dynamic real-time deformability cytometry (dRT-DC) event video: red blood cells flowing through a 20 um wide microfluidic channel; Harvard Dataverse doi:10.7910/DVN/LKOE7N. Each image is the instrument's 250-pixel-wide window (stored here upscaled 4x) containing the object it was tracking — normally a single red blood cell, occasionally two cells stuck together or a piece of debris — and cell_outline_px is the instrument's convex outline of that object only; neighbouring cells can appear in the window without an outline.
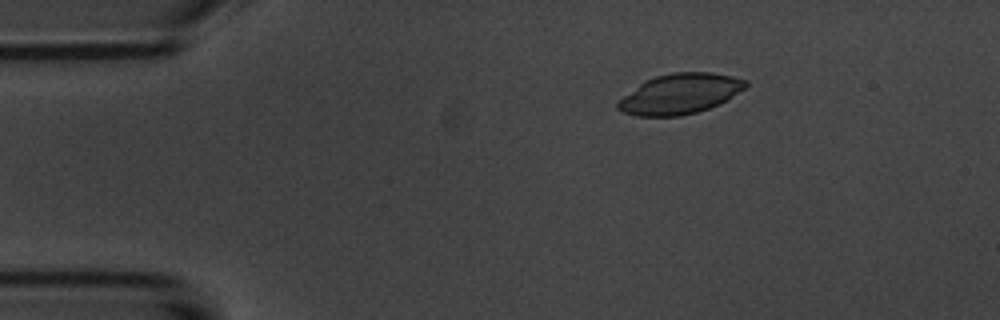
{"species": "common noctule bat (a hibernating species)", "species_latin": "Nyctalus noctula", "temperature_condition": "room temperature", "stored_images_in_passage": 5, "camera_frame_rate_fps": 3000, "um_per_image_px": 0.085, "animal": {"sex": "male", "body_mass_g": 20.1, "forearm_length_mm": 53.5}, "frame": {"image": 1, "passage_image": 3, "time_ms": 2.333, "image_size_px": [1000, 320], "cell_outline_px": [[748, 84], [744, 88], [720, 104], [696, 112], [680, 116], [636, 116], [624, 112], [616, 108], [616, 104], [624, 96], [644, 80], [656, 76], [672, 72], [712, 72], [732, 76], [748, 80]], "centroid_in_image_um": [57.8, 7.97], "position_along_channel_um": 27.2, "area_um2": 29.82}}